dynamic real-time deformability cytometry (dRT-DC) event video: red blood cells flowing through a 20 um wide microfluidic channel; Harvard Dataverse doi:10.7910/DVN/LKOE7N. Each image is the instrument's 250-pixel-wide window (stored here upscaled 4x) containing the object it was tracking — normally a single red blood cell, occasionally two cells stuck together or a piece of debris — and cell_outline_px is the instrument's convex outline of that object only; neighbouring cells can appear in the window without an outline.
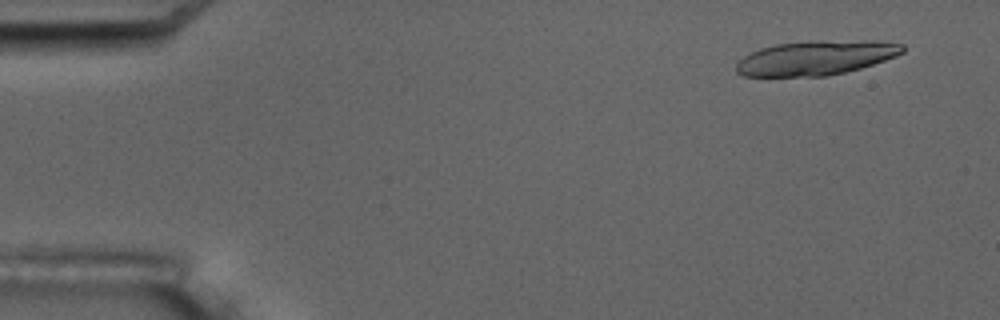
{"species": "common noctule bat (a hibernating species)", "species_latin": "Nyctalus noctula", "temperature_condition": "room temperature", "stored_images_in_passage": 6, "camera_frame_rate_fps": 3000, "um_per_image_px": 0.085, "animal": {"sex": "male", "body_mass_g": 17.5, "forearm_length_mm": 52.3}, "frame": {"image": 1, "passage_image": 2, "time_ms": 1.0, "image_size_px": [1000, 320], "cell_outline_px": [[904, 52], [896, 56], [860, 68], [828, 76], [744, 76], [736, 72], [736, 64], [744, 56], [760, 48], [776, 44], [812, 40], [876, 40], [904, 44]], "centroid_in_image_um": [69.37, 4.9], "position_along_channel_um": 15.6, "area_um2": 33.58}}
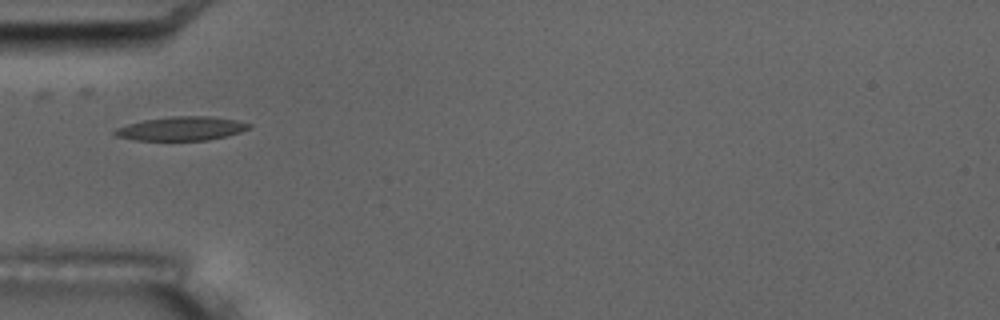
{"frame": {"image": 2, "passage_image": 6, "time_ms": 6.0, "image_size_px": [1000, 320], "cell_outline_px": [[252, 128], [228, 136], [208, 140], [136, 140], [116, 136], [112, 132], [116, 128], [128, 124], [144, 120], [172, 116], [212, 116], [236, 120], [252, 124]], "centroid_in_image_um": [15.46, 10.93], "position_along_channel_um": 69.5, "area_um2": 18.73}}